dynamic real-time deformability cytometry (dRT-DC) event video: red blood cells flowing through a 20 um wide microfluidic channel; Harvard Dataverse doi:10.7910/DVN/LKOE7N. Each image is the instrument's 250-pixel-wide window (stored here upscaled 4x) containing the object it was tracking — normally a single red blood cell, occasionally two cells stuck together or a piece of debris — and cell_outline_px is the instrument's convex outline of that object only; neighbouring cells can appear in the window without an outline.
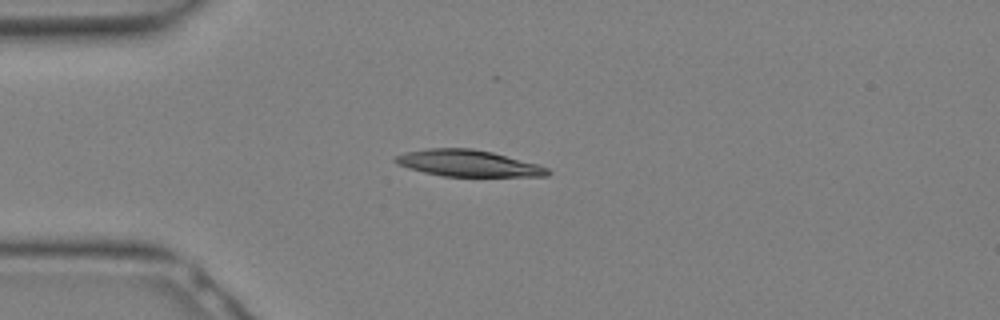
{"species": "Egyptian fruit bat (a non-hibernating species)", "species_latin": "Rousettus aegyptiacus", "temperature_condition": "warm", "stored_images_in_passage": 7, "camera_frame_rate_fps": 3000, "um_per_image_px": 0.085, "animal": {"sex": "female"}, "frame": {"image": 1, "passage_image": 2, "time_ms": 0.333, "image_size_px": [1000, 320], "cell_outline_px": [[552, 172], [548, 176], [444, 176], [424, 172], [408, 168], [396, 164], [392, 160], [396, 156], [404, 152], [428, 148], [472, 148], [492, 152], [536, 164], [548, 168]], "centroid_in_image_um": [39.75, 13.87], "position_along_channel_um": 45.3, "area_um2": 23.41}}
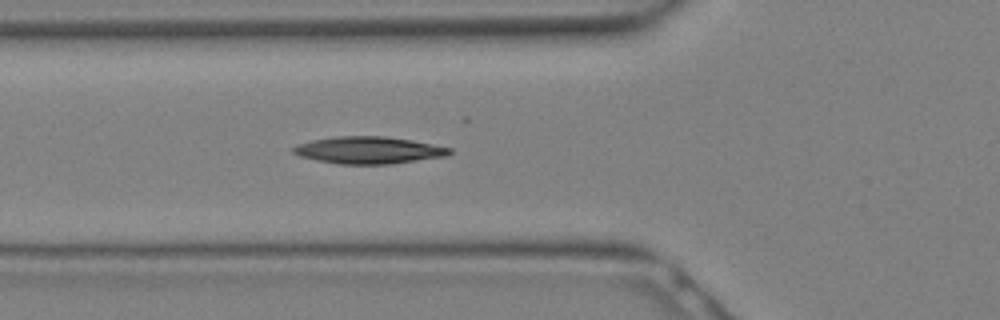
{"frame": {"image": 2, "passage_image": 5, "time_ms": 1.333, "image_size_px": [1000, 320], "cell_outline_px": [[452, 152], [448, 156], [392, 164], [340, 164], [316, 160], [300, 156], [292, 152], [292, 148], [296, 144], [312, 140], [336, 136], [384, 136], [412, 140], [452, 148]], "centroid_in_image_um": [31.35, 12.76], "position_along_channel_um": 94.5, "area_um2": 24.8}}
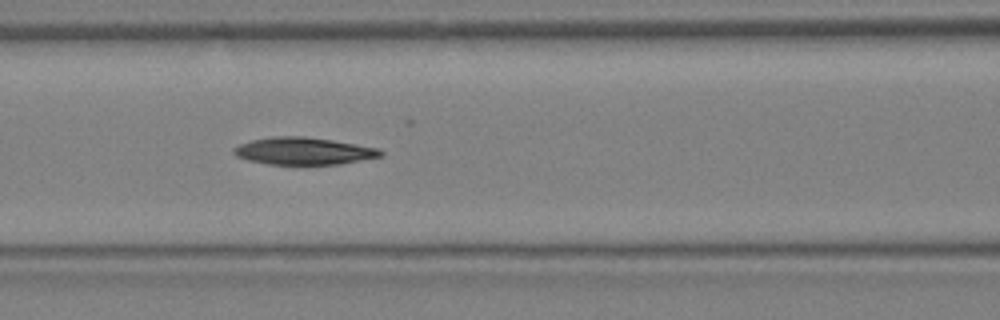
{"frame": {"image": 3, "passage_image": 7, "time_ms": 2.0, "image_size_px": [1000, 320], "cell_outline_px": [[384, 152], [380, 156], [340, 164], [268, 164], [248, 160], [236, 156], [232, 152], [232, 148], [240, 144], [252, 140], [276, 136], [304, 136], [332, 140], [380, 148]], "centroid_in_image_um": [25.79, 12.83], "position_along_channel_um": 140.8, "area_um2": 23.18}}